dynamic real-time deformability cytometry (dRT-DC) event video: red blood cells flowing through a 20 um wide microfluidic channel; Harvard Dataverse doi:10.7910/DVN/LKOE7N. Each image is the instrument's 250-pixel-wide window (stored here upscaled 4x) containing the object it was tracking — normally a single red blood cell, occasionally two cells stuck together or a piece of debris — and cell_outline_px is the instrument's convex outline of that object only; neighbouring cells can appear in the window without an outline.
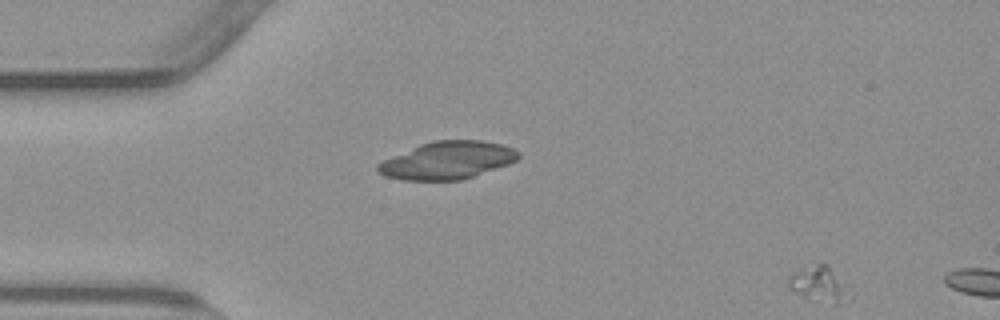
{"species": "common noctule bat (a hibernating species)", "species_latin": "Nyctalus noctula", "temperature_condition": "warm", "stored_images_in_passage": 12, "segment_of_instrument_passage": [2, 2], "camera_frame_rate_fps": 3000, "um_per_image_px": 0.085, "animal": {"sex": "male", "body_mass_g": 23.1, "forearm_length_mm": 52.7}, "frame": {"image": 1, "passage_image": 12, "time_ms": 3.667, "image_size_px": [1000, 320], "cell_outline_px": [[852, 296], [840, 304], [832, 304], [804, 296], [788, 288], [788, 276], [796, 272], [816, 264], [828, 264]], "centroid_in_image_um": [69.63, 24.18], "position_along_channel_um": 15.4, "area_um2": 12.02}}